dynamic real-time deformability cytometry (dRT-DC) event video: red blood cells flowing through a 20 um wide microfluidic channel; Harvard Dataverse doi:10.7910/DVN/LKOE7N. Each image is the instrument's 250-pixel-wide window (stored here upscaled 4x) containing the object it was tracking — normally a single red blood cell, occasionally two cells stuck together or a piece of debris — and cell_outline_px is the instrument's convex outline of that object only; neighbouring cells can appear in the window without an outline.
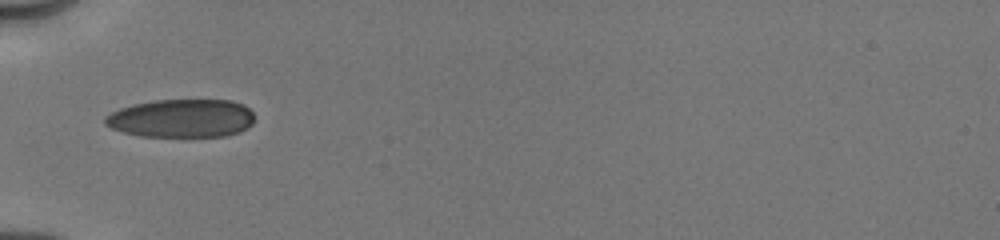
{"species": "human", "species_latin": "Homo sapiens", "temperature_condition": "cold", "stored_images_in_passage": 46, "camera_frame_rate_fps": 3000, "um_per_image_px": 0.085, "donor": {"sex": "male"}, "frame": {"image": 1, "passage_image": 1, "time_ms": 0.0, "image_size_px": [1000, 240], "cell_outline_px": [[252, 124], [248, 128], [240, 132], [224, 136], [140, 136], [124, 132], [112, 128], [104, 124], [104, 116], [120, 108], [136, 104], [156, 100], [232, 100], [244, 104], [252, 112]], "centroid_in_image_um": [15.44, 10.05], "position_along_channel_um": 69.6, "area_um2": 33.29}}
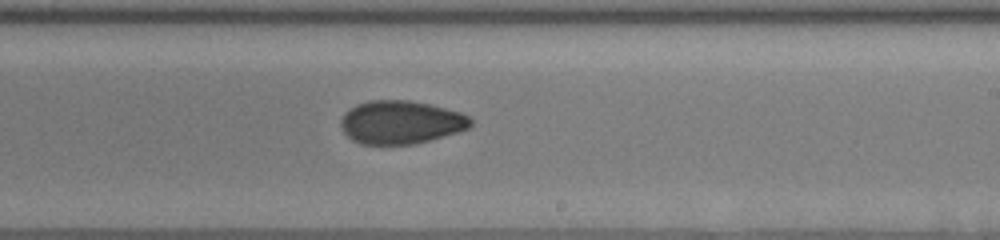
{"frame": {"image": 2, "passage_image": 20, "time_ms": 4.667, "image_size_px": [1000, 240], "cell_outline_px": [[472, 124], [468, 128], [456, 132], [416, 144], [360, 144], [352, 140], [344, 132], [340, 124], [340, 120], [344, 112], [356, 104], [368, 100], [408, 100], [428, 104], [460, 112], [468, 116], [472, 120]], "centroid_in_image_um": [34.03, 10.39], "position_along_channel_um": 255.0, "area_um2": 32.66}}
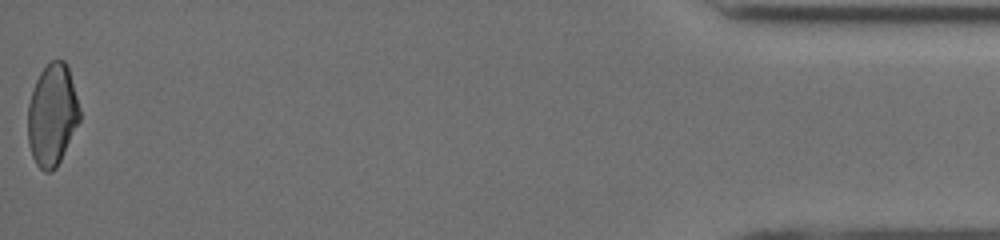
{"frame": {"image": 3, "passage_image": 46, "time_ms": 11.0, "image_size_px": [1000, 240], "cell_outline_px": [[80, 120], [56, 168], [52, 172], [44, 172], [36, 164], [32, 156], [28, 144], [28, 104], [36, 80], [40, 72], [52, 60], [64, 60], [68, 64], [80, 108]], "centroid_in_image_um": [4.44, 9.77], "position_along_channel_um": 430.8, "area_um2": 30.81}, "authors_computed_cell_mechanics": {"area_um2": 32.1946, "velocity_mm_per_s": 4.0441, "shape_relaxation_time_tau1_ms": 5.8386, "shape_relaxation_time_tau2_ms": 2.3672, "deformation_change_tau1": 0.1393, "deformation_change_tau2": 0.0657}}